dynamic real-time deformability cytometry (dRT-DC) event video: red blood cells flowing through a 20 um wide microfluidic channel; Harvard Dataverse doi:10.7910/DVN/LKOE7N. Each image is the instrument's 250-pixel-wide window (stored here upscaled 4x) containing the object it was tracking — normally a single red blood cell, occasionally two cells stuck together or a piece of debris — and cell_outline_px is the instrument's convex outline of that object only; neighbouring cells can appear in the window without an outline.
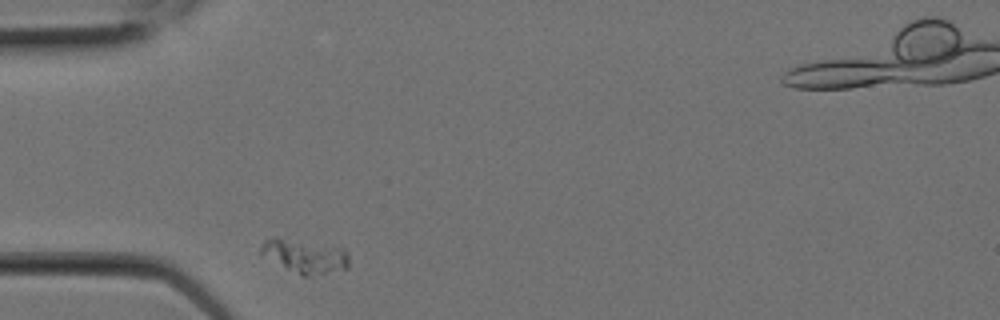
{"species": "Egyptian fruit bat (a non-hibernating species)", "species_latin": "Rousettus aegyptiacus", "temperature_condition": "room temperature", "stored_images_in_passage": 2, "camera_frame_rate_fps": 3000, "um_per_image_px": 0.085, "animal": {"sex": "female"}, "frame": {"image": 1, "passage_image": 1, "time_ms": 0.0, "image_size_px": [1000, 320], "cell_outline_px": [[348, 268], [308, 276], [304, 276], [288, 268], [260, 252], [260, 244], [264, 240], [280, 240], [344, 248], [348, 252]], "centroid_in_image_um": [26.0, 21.81], "position_along_channel_um": 59.0, "area_um2": 15.84}}